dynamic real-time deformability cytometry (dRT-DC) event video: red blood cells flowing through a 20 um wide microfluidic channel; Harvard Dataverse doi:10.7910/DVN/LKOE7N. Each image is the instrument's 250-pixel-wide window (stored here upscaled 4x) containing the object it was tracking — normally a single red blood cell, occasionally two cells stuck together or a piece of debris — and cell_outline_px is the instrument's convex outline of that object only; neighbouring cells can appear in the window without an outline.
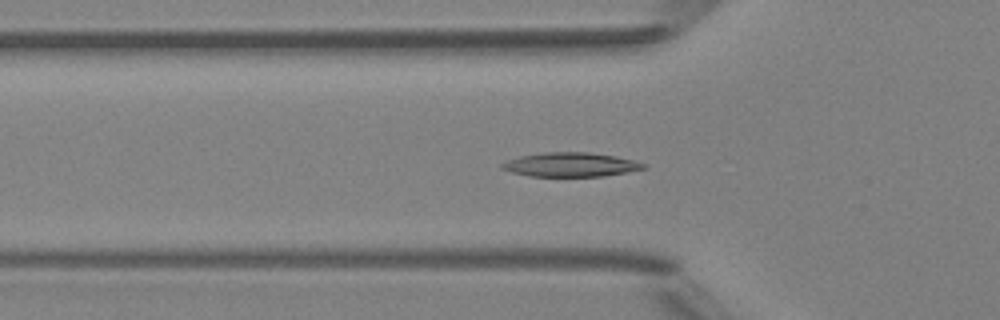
{"species": "Egyptian fruit bat (a non-hibernating species)", "species_latin": "Rousettus aegyptiacus", "temperature_condition": "room temperature", "stored_images_in_passage": 42, "camera_frame_rate_fps": 3000, "um_per_image_px": 0.085, "animal": {"sex": "female"}, "frame": {"image": 1, "passage_image": 9, "time_ms": 2.667, "image_size_px": [1000, 320], "cell_outline_px": [[648, 168], [604, 176], [528, 176], [512, 172], [500, 168], [500, 164], [508, 160], [520, 156], [544, 152], [588, 152], [616, 156], [632, 160], [644, 164]], "centroid_in_image_um": [48.48, 13.99], "position_along_channel_um": 77.3, "area_um2": 19.83}}
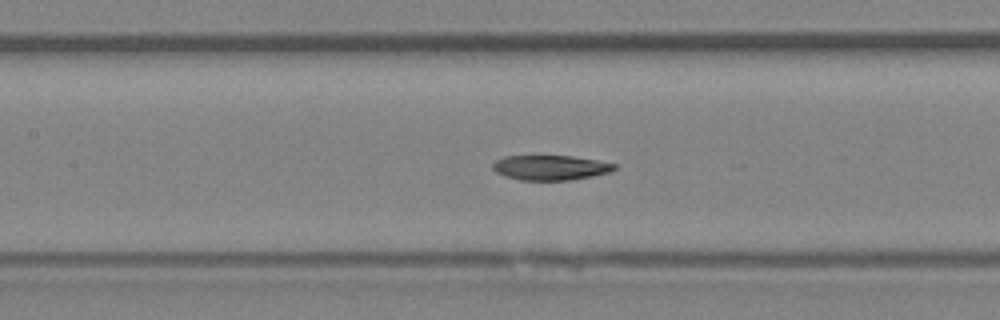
{"frame": {"image": 2, "passage_image": 15, "time_ms": 4.667, "image_size_px": [1000, 320], "cell_outline_px": [[616, 168], [608, 172], [592, 176], [568, 180], [520, 180], [496, 172], [492, 168], [492, 164], [496, 160], [504, 156], [572, 156], [596, 160], [616, 164]], "centroid_in_image_um": [46.77, 14.24], "position_along_channel_um": 160.6, "area_um2": 17.4}}
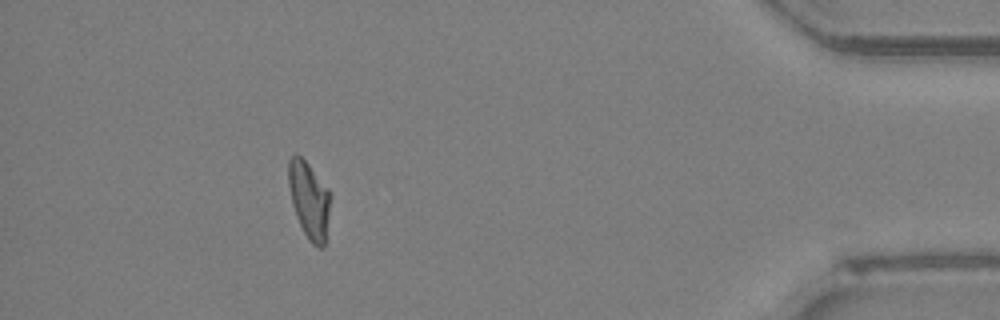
{"frame": {"image": 3, "passage_image": 37, "time_ms": 12.0, "image_size_px": [1000, 320], "cell_outline_px": [[328, 216], [324, 248], [320, 248], [312, 244], [308, 240], [296, 216], [292, 204], [288, 184], [288, 160], [296, 152], [308, 164], [328, 188]], "centroid_in_image_um": [26.24, 16.98], "position_along_channel_um": 409.0, "area_um2": 18.38}, "authors_computed_cell_mechanics": {"area_um2": 18.9006, "velocity_mm_per_s": 4.1684, "shape_relaxation_time_tau1_ms": 5.2412, "shape_relaxation_time_tau2_ms": 4.8358, "deformation_change_tau1": 0.1546, "deformation_change_tau2": 0.0928}}